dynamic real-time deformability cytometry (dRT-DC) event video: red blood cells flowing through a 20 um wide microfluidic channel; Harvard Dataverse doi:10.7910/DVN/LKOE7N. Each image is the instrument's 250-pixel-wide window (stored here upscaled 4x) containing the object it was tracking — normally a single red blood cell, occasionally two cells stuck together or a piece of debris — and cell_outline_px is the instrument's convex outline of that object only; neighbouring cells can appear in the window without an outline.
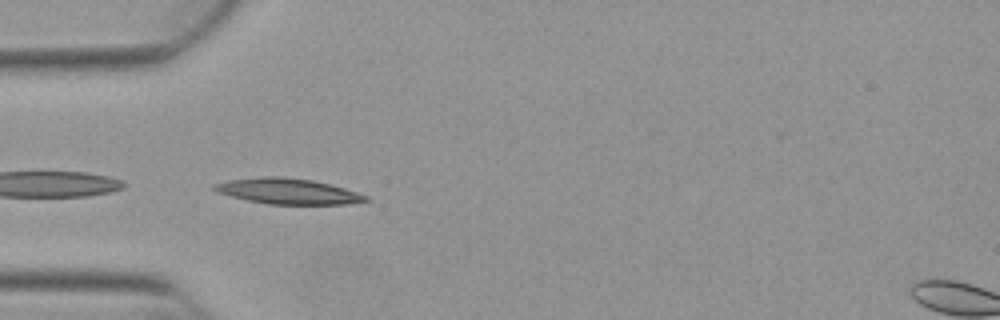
{"species": "Egyptian fruit bat (a non-hibernating species)", "species_latin": "Rousettus aegyptiacus", "temperature_condition": "warm", "stored_images_in_passage": 8, "camera_frame_rate_fps": 3000, "um_per_image_px": 0.085, "animal": {"sex": "female"}, "frame": {"image": 1, "passage_image": 1, "time_ms": 0.0, "image_size_px": [1000, 320], "cell_outline_px": [[372, 200], [344, 204], [268, 204], [248, 200], [232, 196], [220, 192], [212, 188], [212, 184], [228, 180], [264, 176], [276, 176], [312, 180], [344, 188], [368, 196]], "centroid_in_image_um": [24.48, 16.25], "position_along_channel_um": 60.5, "area_um2": 22.31}}
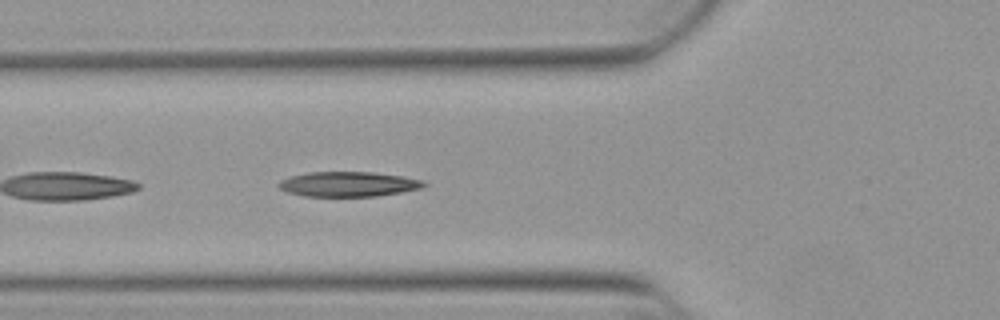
{"frame": {"image": 2, "passage_image": 4, "time_ms": 1.0, "image_size_px": [1000, 320], "cell_outline_px": [[428, 184], [424, 188], [376, 196], [304, 196], [288, 192], [280, 188], [276, 184], [280, 180], [292, 176], [308, 172], [372, 172], [400, 176], [424, 180]], "centroid_in_image_um": [29.63, 15.65], "position_along_channel_um": 96.2, "area_um2": 21.04}}